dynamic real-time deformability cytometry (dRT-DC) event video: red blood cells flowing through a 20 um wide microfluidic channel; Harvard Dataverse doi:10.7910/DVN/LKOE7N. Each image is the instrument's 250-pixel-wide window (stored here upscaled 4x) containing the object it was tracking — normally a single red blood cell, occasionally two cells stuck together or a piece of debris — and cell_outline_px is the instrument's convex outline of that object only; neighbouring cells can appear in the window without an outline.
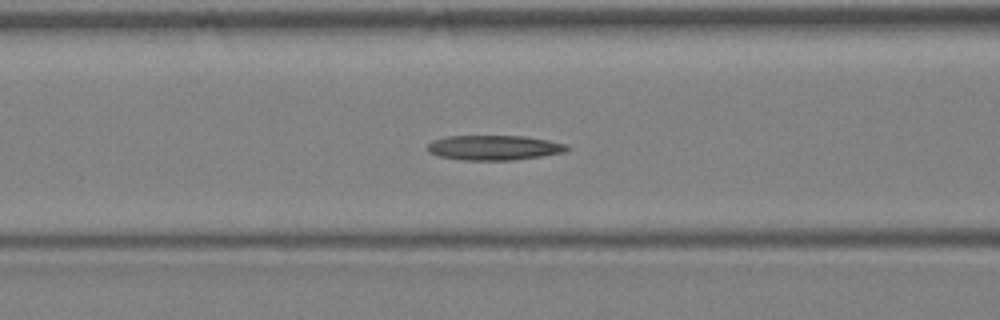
{"species": "Egyptian fruit bat (a non-hibernating species)", "species_latin": "Rousettus aegyptiacus", "temperature_condition": "warm", "stored_images_in_passage": 36, "camera_frame_rate_fps": 3000, "um_per_image_px": 0.085, "animal": {"sex": "female"}, "frame": {"image": 1, "passage_image": 15, "time_ms": 4.667, "image_size_px": [1000, 320], "cell_outline_px": [[572, 148], [564, 152], [540, 156], [512, 160], [464, 160], [440, 156], [428, 152], [428, 144], [432, 140], [448, 136], [524, 136], [548, 140], [568, 144]], "centroid_in_image_um": [42.02, 12.54], "position_along_channel_um": 124.6, "area_um2": 20.17}}
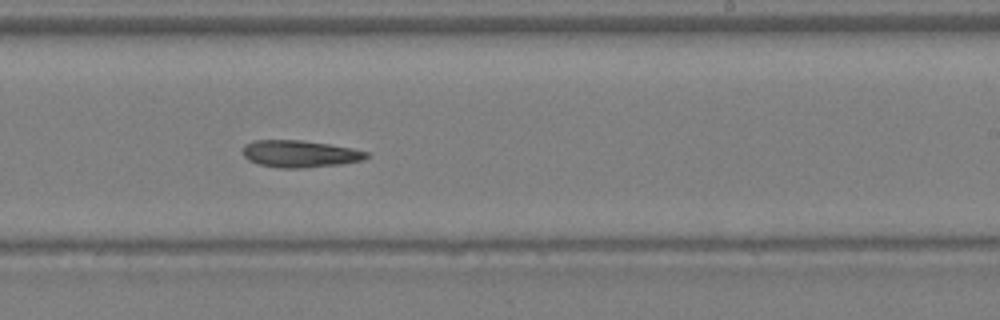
{"frame": {"image": 2, "passage_image": 22, "time_ms": 7.0, "image_size_px": [1000, 320], "cell_outline_px": [[368, 156], [360, 160], [340, 164], [304, 168], [280, 168], [260, 164], [248, 160], [244, 156], [244, 144], [252, 140], [300, 140], [328, 144], [352, 148], [368, 152]], "centroid_in_image_um": [25.45, 13.07], "position_along_channel_um": 263.5, "area_um2": 19.31}}
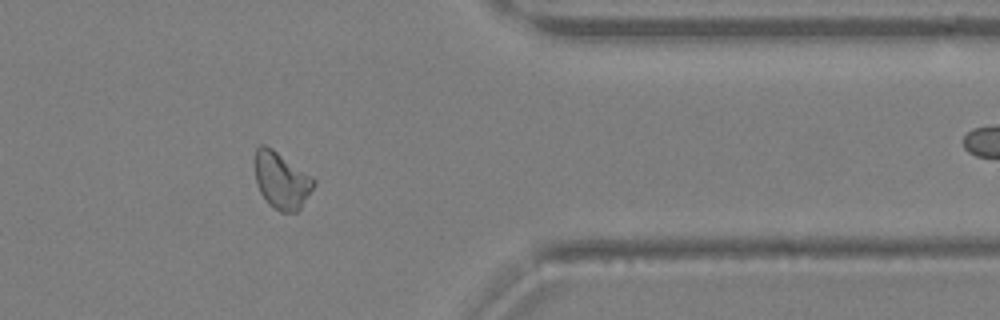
{"frame": {"image": 3, "passage_image": 29, "time_ms": 9.333, "image_size_px": [1000, 320], "cell_outline_px": [[316, 184], [300, 208], [296, 212], [280, 212], [268, 204], [260, 192], [256, 180], [256, 148], [260, 144], [264, 144], [272, 148], [312, 176], [316, 180]], "centroid_in_image_um": [23.94, 15.34], "position_along_channel_um": 387.5, "area_um2": 19.31}}